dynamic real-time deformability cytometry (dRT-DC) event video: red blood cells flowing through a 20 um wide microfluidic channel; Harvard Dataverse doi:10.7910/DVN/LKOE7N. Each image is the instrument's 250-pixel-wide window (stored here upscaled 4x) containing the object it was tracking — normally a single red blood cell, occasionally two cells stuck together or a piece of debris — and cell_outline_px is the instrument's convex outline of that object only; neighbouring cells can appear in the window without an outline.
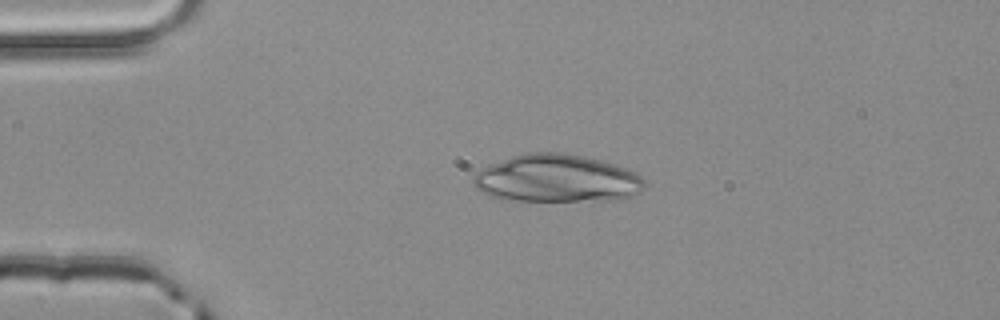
{"species": "common noctule bat (a hibernating species)", "species_latin": "Nyctalus noctula", "temperature_condition": "room temperature", "stored_images_in_passage": 2, "camera_frame_rate_fps": 3000, "um_per_image_px": 0.085, "animal": {"sex": "male", "body_mass_g": 20.4}, "frame": {"image": 1, "passage_image": 1, "time_ms": 0.0, "image_size_px": [1000, 320], "cell_outline_px": [[644, 188], [640, 192], [632, 196], [616, 200], [516, 200], [488, 196], [476, 188], [472, 184], [472, 176], [480, 168], [488, 164], [512, 156], [528, 152], [560, 152], [584, 156], [616, 164], [636, 172], [644, 180]], "centroid_in_image_um": [47.31, 15.16], "position_along_channel_um": 37.7, "area_um2": 47.8}}